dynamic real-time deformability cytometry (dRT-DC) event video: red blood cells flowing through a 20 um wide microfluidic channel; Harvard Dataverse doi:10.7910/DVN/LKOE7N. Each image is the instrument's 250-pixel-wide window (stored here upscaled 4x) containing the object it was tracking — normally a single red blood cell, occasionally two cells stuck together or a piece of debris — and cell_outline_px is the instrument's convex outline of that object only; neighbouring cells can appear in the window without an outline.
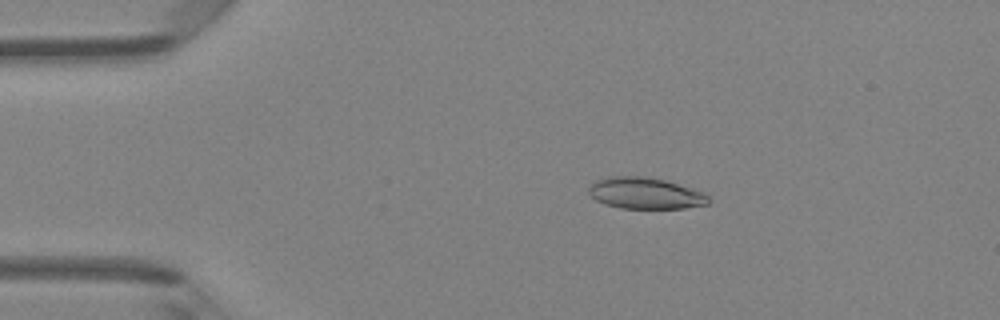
{"species": "Egyptian fruit bat (a non-hibernating species)", "species_latin": "Rousettus aegyptiacus", "temperature_condition": "room temperature", "stored_images_in_passage": 43, "camera_frame_rate_fps": 3000, "um_per_image_px": 0.085, "animal": {"sex": "female"}, "frame": {"image": 1, "passage_image": 5, "time_ms": 1.333, "image_size_px": [1000, 320], "cell_outline_px": [[708, 204], [684, 208], [620, 208], [604, 204], [596, 200], [588, 192], [588, 188], [596, 180], [608, 176], [644, 176], [664, 180], [704, 192], [708, 196]], "centroid_in_image_um": [54.82, 16.42], "position_along_channel_um": 30.2, "area_um2": 21.79}}
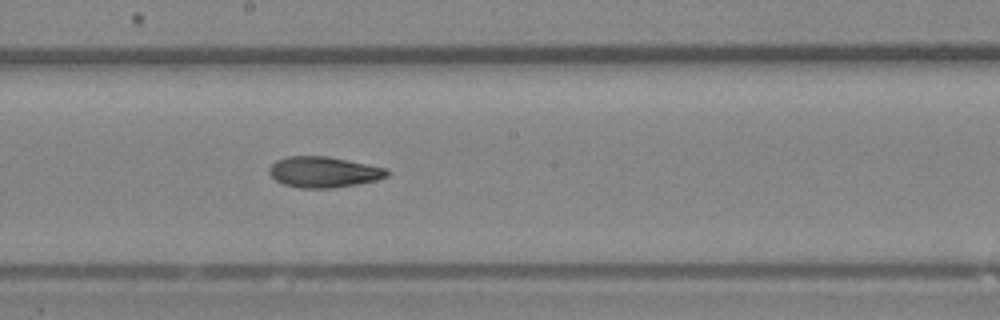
{"frame": {"image": 2, "passage_image": 22, "time_ms": 7.0, "image_size_px": [1000, 320], "cell_outline_px": [[388, 176], [376, 180], [356, 184], [332, 188], [300, 188], [284, 184], [276, 180], [268, 172], [268, 168], [276, 160], [288, 156], [328, 156], [388, 168]], "centroid_in_image_um": [27.51, 14.62], "position_along_channel_um": 220.7, "area_um2": 21.15}}
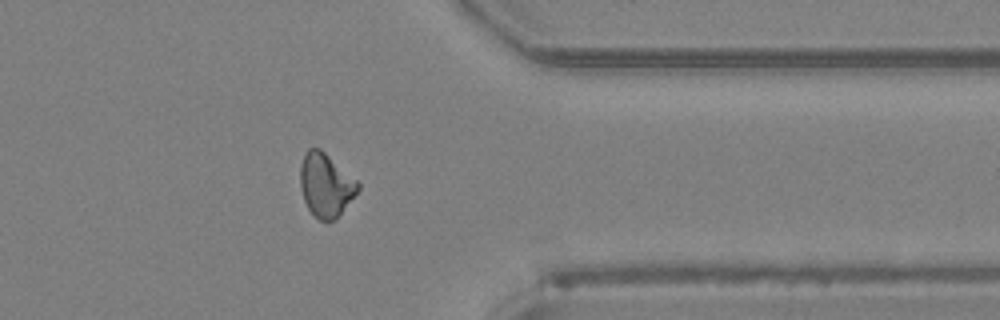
{"frame": {"image": 3, "passage_image": 34, "time_ms": 11.0, "image_size_px": [1000, 320], "cell_outline_px": [[360, 188], [336, 220], [324, 224], [308, 208], [304, 200], [300, 188], [300, 164], [308, 148], [320, 148], [356, 180], [360, 184]], "centroid_in_image_um": [27.68, 15.76], "position_along_channel_um": 383.7, "area_um2": 21.33}, "authors_computed_cell_mechanics": {"area_um2": 21.3282, "velocity_mm_per_s": 4.3176, "shape_relaxation_time_tau1_ms": null, "shape_relaxation_time_tau2_ms": 4.2944, "deformation_change_tau1": null, "deformation_change_tau2": 0.1033}}